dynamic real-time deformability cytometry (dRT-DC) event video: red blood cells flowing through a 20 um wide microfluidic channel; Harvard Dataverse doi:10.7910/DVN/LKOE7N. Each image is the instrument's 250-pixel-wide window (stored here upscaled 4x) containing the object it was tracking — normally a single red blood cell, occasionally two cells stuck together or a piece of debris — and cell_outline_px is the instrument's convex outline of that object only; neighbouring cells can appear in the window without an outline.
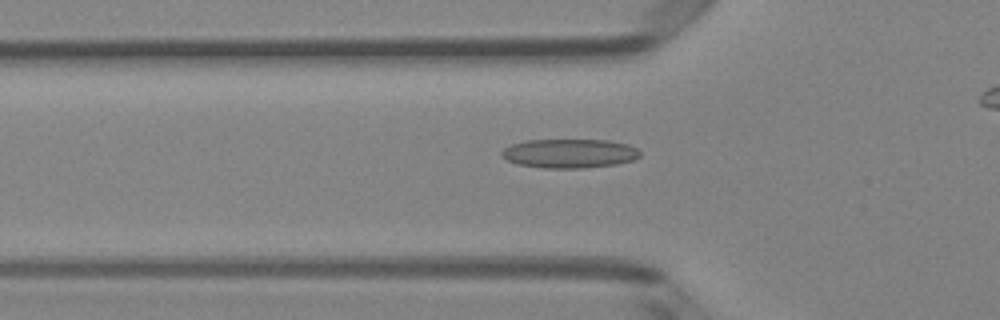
{"species": "Egyptian fruit bat (a non-hibernating species)", "species_latin": "Rousettus aegyptiacus", "temperature_condition": "room temperature", "stored_images_in_passage": 44, "camera_frame_rate_fps": 3000, "um_per_image_px": 0.085, "animal": {"sex": "female"}, "frame": {"image": 1, "passage_image": 17, "time_ms": 5.333, "image_size_px": [1000, 320], "cell_outline_px": [[640, 156], [632, 160], [616, 164], [584, 168], [544, 168], [516, 164], [500, 156], [500, 152], [504, 148], [512, 144], [528, 140], [608, 140], [628, 144], [636, 148], [640, 152]], "centroid_in_image_um": [48.38, 13.04], "position_along_channel_um": 77.4, "area_um2": 23.47}}
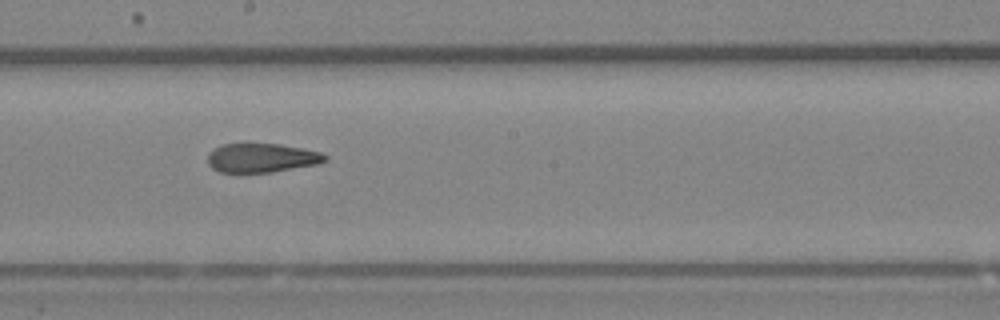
{"frame": {"image": 2, "passage_image": 28, "time_ms": 9.0, "image_size_px": [1000, 320], "cell_outline_px": [[328, 160], [320, 164], [272, 172], [240, 176], [220, 172], [212, 168], [208, 164], [208, 156], [220, 144], [280, 144], [320, 152], [328, 156]], "centroid_in_image_um": [22.23, 13.47], "position_along_channel_um": 226.0, "area_um2": 20.52}}
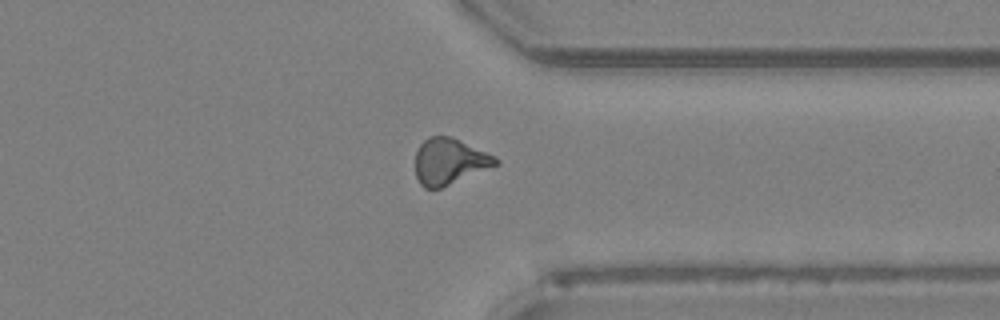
{"frame": {"image": 3, "passage_image": 39, "time_ms": 12.667, "image_size_px": [1000, 320], "cell_outline_px": [[500, 164], [440, 188], [424, 188], [420, 184], [416, 176], [416, 152], [420, 144], [428, 136], [448, 136], [460, 140], [496, 156], [500, 160]], "centroid_in_image_um": [38.22, 13.71], "position_along_channel_um": 373.2, "area_um2": 21.56}}